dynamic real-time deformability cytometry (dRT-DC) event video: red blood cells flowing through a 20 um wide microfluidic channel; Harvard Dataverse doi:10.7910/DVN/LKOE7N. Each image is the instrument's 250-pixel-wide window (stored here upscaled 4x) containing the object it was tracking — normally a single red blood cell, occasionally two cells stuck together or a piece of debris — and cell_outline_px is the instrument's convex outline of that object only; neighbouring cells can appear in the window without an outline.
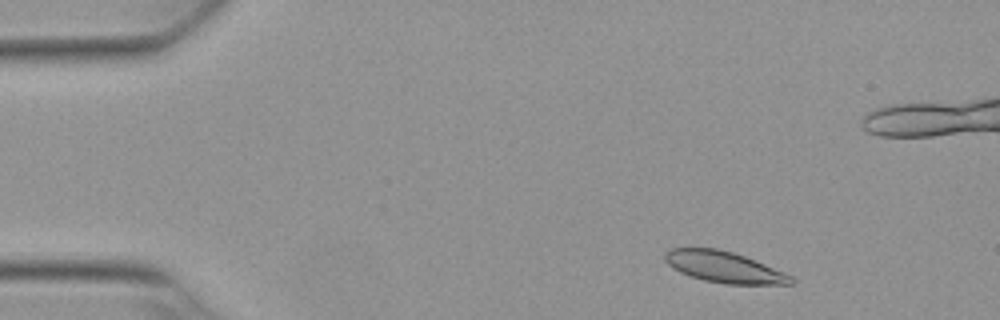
{"species": "Egyptian fruit bat (a non-hibernating species)", "species_latin": "Rousettus aegyptiacus", "temperature_condition": "warm", "stored_images_in_passage": 15, "camera_frame_rate_fps": 3000, "um_per_image_px": 0.085, "animal": {"sex": "female"}, "frame": {"image": 1, "passage_image": 5, "time_ms": 1.333, "image_size_px": [1000, 320], "cell_outline_px": [[796, 280], [792, 284], [724, 284], [704, 280], [680, 272], [672, 268], [664, 260], [664, 252], [668, 248], [716, 248], [732, 252], [744, 256], [784, 272], [792, 276]], "centroid_in_image_um": [61.52, 22.7], "position_along_channel_um": 23.5, "area_um2": 22.83}}